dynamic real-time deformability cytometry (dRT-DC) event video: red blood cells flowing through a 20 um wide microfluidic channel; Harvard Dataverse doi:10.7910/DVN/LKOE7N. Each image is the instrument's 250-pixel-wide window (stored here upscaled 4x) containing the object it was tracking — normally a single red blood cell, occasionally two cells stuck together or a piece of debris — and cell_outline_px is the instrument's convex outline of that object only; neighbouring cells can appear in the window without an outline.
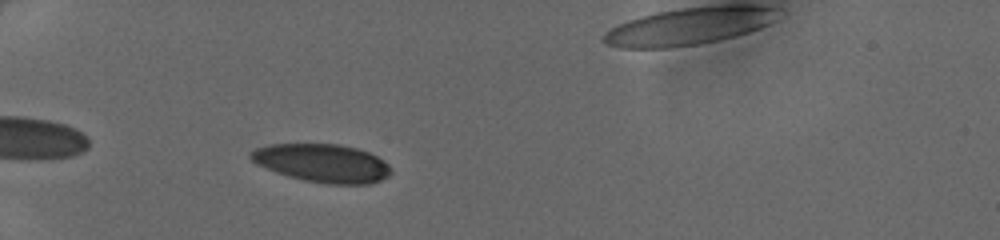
{"species": "human", "species_latin": "Homo sapiens", "temperature_condition": "cold", "stored_images_in_passage": 36, "camera_frame_rate_fps": 3000, "um_per_image_px": 0.085, "donor": {"sex": "female"}, "frame": {"image": 1, "passage_image": 3, "time_ms": 0.667, "image_size_px": [1000, 240], "cell_outline_px": [[392, 172], [388, 176], [380, 180], [368, 184], [328, 184], [304, 180], [288, 176], [276, 172], [252, 160], [248, 156], [256, 148], [272, 144], [340, 144], [356, 148], [368, 152], [384, 160], [388, 164]], "centroid_in_image_um": [27.44, 13.86], "position_along_channel_um": 57.6, "area_um2": 30.98}}
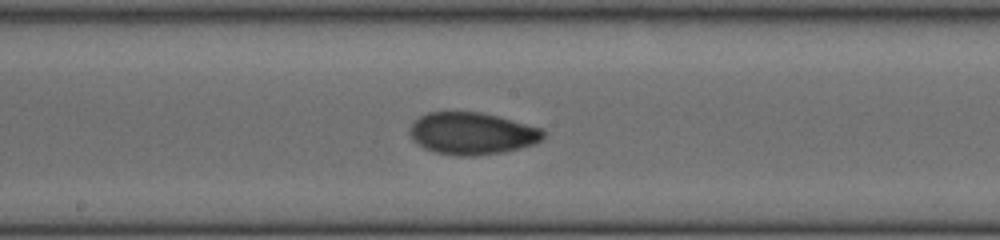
{"frame": {"image": 2, "passage_image": 15, "time_ms": 4.667, "image_size_px": [1000, 240], "cell_outline_px": [[544, 136], [540, 140], [532, 144], [504, 152], [472, 156], [460, 156], [436, 152], [424, 148], [416, 144], [412, 140], [408, 132], [412, 124], [420, 116], [428, 112], [480, 112], [496, 116], [540, 128], [544, 132]], "centroid_in_image_um": [40.06, 11.35], "position_along_channel_um": 208.1, "area_um2": 32.43}}
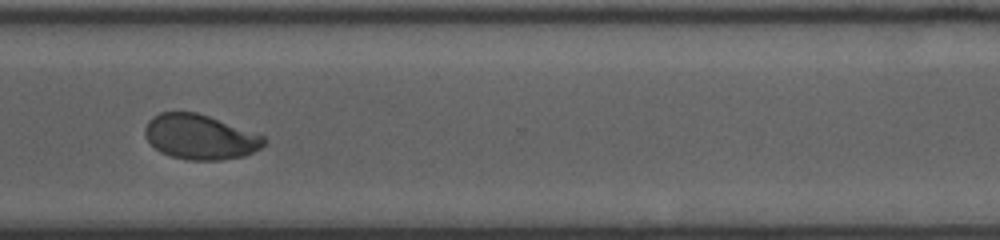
{"frame": {"image": 3, "passage_image": 25, "time_ms": 8.0, "image_size_px": [1000, 240], "cell_outline_px": [[268, 140], [260, 148], [244, 156], [220, 160], [188, 160], [172, 156], [160, 152], [144, 136], [144, 128], [148, 120], [152, 116], [160, 112], [196, 112], [208, 116], [264, 136]], "centroid_in_image_um": [16.98, 11.64], "position_along_channel_um": 353.6, "area_um2": 30.98}}